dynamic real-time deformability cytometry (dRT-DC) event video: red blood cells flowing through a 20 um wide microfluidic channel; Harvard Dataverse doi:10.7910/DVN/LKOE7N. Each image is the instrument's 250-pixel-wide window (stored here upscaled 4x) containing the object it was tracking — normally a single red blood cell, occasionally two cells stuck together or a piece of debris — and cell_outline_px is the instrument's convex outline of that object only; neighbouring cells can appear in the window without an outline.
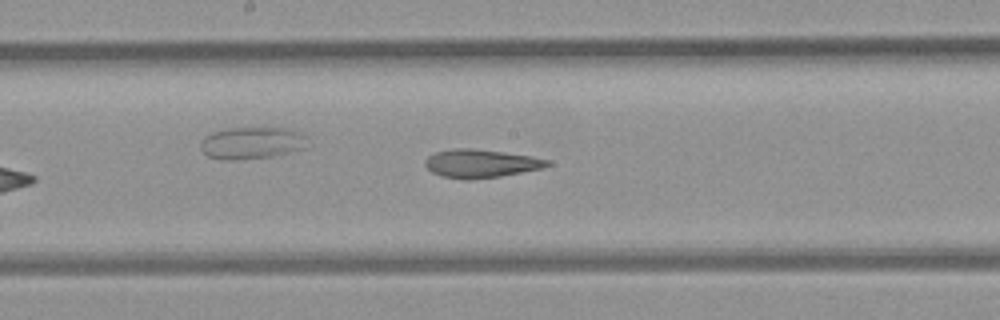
{"species": "common noctule bat (a hibernating species)", "species_latin": "Nyctalus noctula", "temperature_condition": "room temperature", "stored_images_in_passage": 19, "camera_frame_rate_fps": 3000, "um_per_image_px": 0.085, "animal": {"sex": "female", "body_mass_g": 21.9}, "frame": {"image": 1, "passage_image": 14, "time_ms": 4.333, "image_size_px": [1000, 320], "cell_outline_px": [[552, 164], [544, 168], [500, 176], [468, 180], [464, 180], [440, 176], [432, 172], [424, 164], [428, 156], [436, 152], [452, 148], [472, 148], [532, 156], [552, 160]], "centroid_in_image_um": [40.89, 13.9], "position_along_channel_um": 207.3, "area_um2": 20.29}}